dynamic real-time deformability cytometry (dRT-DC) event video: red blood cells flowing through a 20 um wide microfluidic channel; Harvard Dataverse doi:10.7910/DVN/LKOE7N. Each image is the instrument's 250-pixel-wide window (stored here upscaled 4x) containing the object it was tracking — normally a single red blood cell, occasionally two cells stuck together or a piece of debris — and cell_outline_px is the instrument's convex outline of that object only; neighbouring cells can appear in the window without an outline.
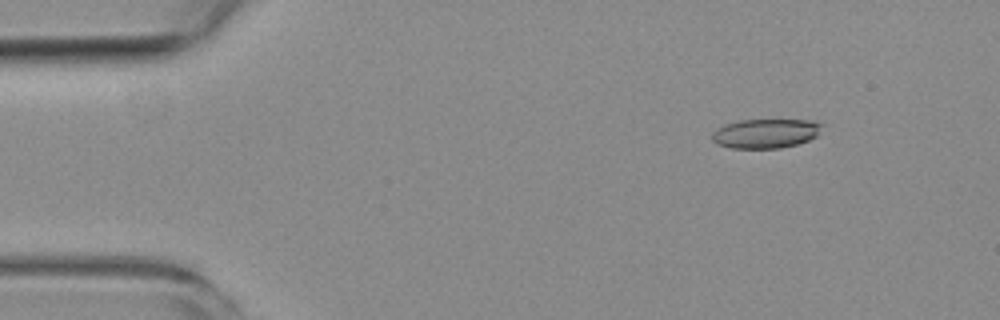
{"species": "common noctule bat (a hibernating species)", "species_latin": "Nyctalus noctula", "temperature_condition": "room temperature", "stored_images_in_passage": 8, "camera_frame_rate_fps": 3000, "um_per_image_px": 0.085, "animal": {"sex": "female", "body_mass_g": 19.3, "forearm_length_mm": 54.1}, "frame": {"image": 1, "passage_image": 2, "time_ms": 1.333, "image_size_px": [1000, 320], "cell_outline_px": [[824, 124], [816, 136], [808, 140], [796, 144], [780, 148], [732, 148], [716, 144], [712, 140], [712, 132], [716, 128], [724, 124], [740, 120], [812, 120]], "centroid_in_image_um": [65.05, 11.34], "position_along_channel_um": 19.9, "area_um2": 18.84}}
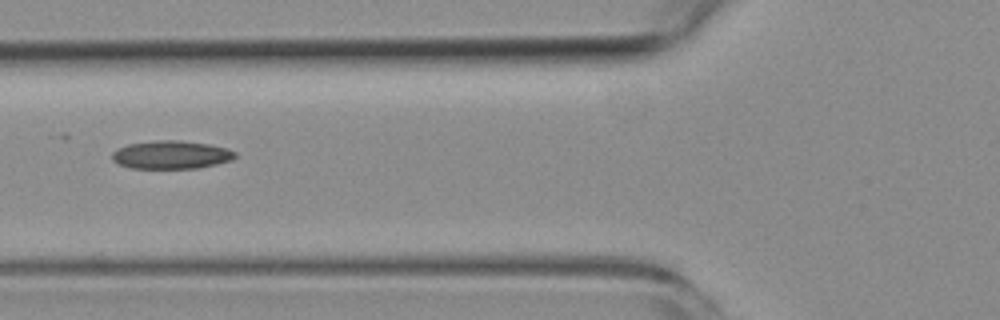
{"frame": {"image": 2, "passage_image": 6, "time_ms": 6.0, "image_size_px": [1000, 320], "cell_outline_px": [[236, 156], [232, 160], [200, 168], [132, 168], [120, 164], [112, 160], [112, 152], [116, 148], [128, 144], [156, 140], [180, 140], [208, 144], [228, 148], [236, 152]], "centroid_in_image_um": [14.56, 13.15], "position_along_channel_um": 111.2, "area_um2": 20.29}}
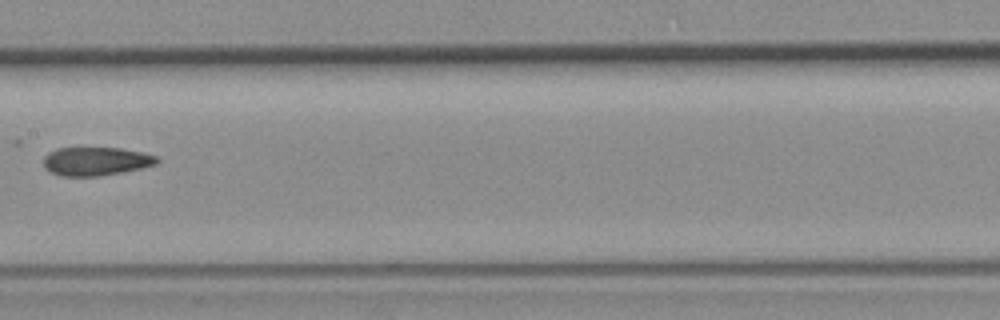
{"frame": {"image": 3, "passage_image": 8, "time_ms": 8.333, "image_size_px": [1000, 320], "cell_outline_px": [[160, 160], [156, 164], [124, 172], [100, 176], [60, 176], [44, 168], [44, 156], [48, 152], [56, 148], [120, 148], [140, 152], [156, 156]], "centroid_in_image_um": [8.13, 13.71], "position_along_channel_um": 199.3, "area_um2": 18.84}}